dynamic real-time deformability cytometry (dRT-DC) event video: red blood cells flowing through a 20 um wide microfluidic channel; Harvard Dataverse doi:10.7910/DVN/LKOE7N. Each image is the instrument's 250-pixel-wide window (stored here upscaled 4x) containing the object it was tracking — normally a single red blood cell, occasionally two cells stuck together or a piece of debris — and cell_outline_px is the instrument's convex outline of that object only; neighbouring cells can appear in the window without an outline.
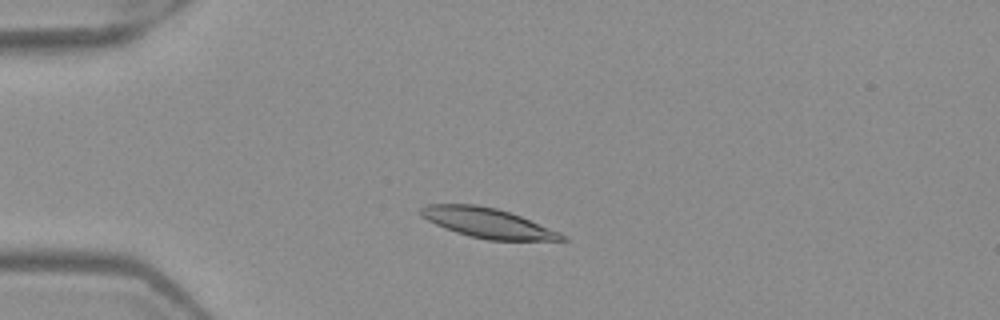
{"species": "Egyptian fruit bat (a non-hibernating species)", "species_latin": "Rousettus aegyptiacus", "temperature_condition": "warm", "stored_images_in_passage": 48, "camera_frame_rate_fps": 3000, "um_per_image_px": 0.085, "frame": {"image": 1, "passage_image": 9, "time_ms": 2.667, "image_size_px": [1000, 320], "cell_outline_px": [[568, 240], [488, 240], [468, 236], [444, 228], [420, 216], [420, 208], [428, 204], [476, 204], [496, 208], [520, 216], [560, 232], [568, 236]], "centroid_in_image_um": [41.44, 18.95], "position_along_channel_um": 43.6, "area_um2": 24.39}}
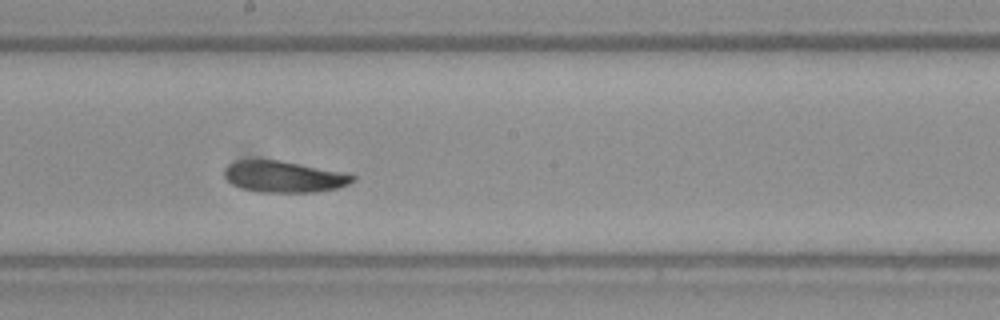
{"frame": {"image": 2, "passage_image": 25, "time_ms": 8.0, "image_size_px": [1000, 320], "cell_outline_px": [[356, 180], [340, 188], [316, 192], [260, 192], [244, 188], [232, 184], [224, 176], [224, 168], [228, 164], [236, 160], [280, 160], [348, 172], [356, 176]], "centroid_in_image_um": [24.2, 15.01], "position_along_channel_um": 224.0, "area_um2": 23.76}}
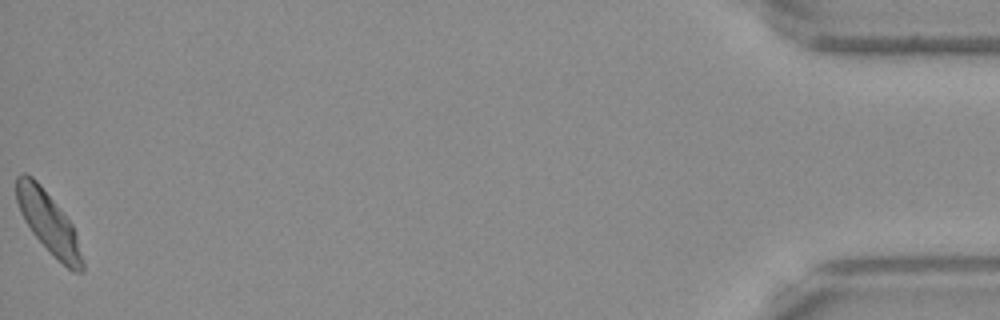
{"frame": {"image": 3, "passage_image": 48, "time_ms": 15.667, "image_size_px": [1000, 320], "cell_outline_px": [[84, 272], [72, 272], [32, 232], [24, 220], [20, 212], [16, 200], [16, 176], [20, 172], [24, 172], [32, 176], [40, 184], [60, 208], [72, 224], [76, 232], [84, 260]], "centroid_in_image_um": [4.13, 18.88], "position_along_channel_um": 431.1, "area_um2": 23.35}, "authors_computed_cell_mechanics": {"area_um2": 23.7847, "velocity_mm_per_s": 3.9186, "shape_relaxation_time_tau1_ms": 3.9989, "shape_relaxation_time_tau2_ms": 5.5052, "deformation_change_tau1": 0.123, "deformation_change_tau2": 0.0697}}